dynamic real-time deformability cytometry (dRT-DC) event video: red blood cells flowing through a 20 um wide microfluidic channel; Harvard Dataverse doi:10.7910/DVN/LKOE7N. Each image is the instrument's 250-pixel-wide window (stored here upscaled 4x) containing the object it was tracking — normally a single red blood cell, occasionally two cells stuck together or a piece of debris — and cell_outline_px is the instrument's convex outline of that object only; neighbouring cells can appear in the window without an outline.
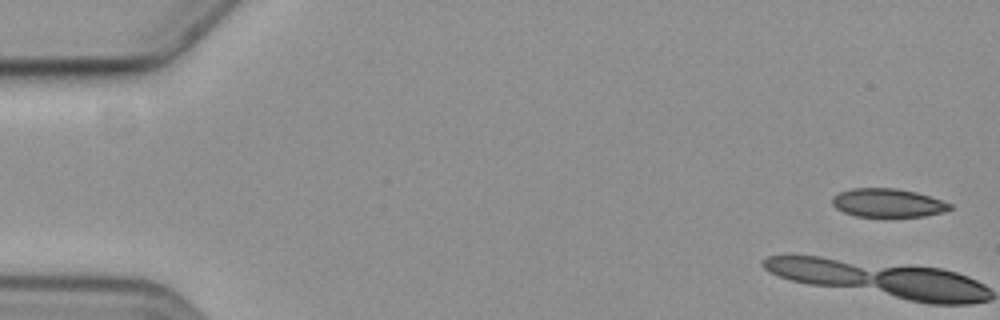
{"species": "common noctule bat (a hibernating species)", "species_latin": "Nyctalus noctula", "temperature_condition": "cold", "stored_images_in_passage": 5, "camera_frame_rate_fps": 3000, "um_per_image_px": 0.085, "animal": {"sex": "female", "body_mass_g": 19.3, "forearm_length_mm": 54.1}, "frame": {"image": 1, "passage_image": 1, "time_ms": 0.0, "image_size_px": [1000, 320], "cell_outline_px": [[952, 208], [940, 212], [924, 216], [856, 216], [844, 212], [836, 208], [832, 204], [832, 196], [840, 192], [852, 188], [896, 188], [916, 192], [952, 204]], "centroid_in_image_um": [75.42, 17.23], "position_along_channel_um": 9.6, "area_um2": 19.31}}